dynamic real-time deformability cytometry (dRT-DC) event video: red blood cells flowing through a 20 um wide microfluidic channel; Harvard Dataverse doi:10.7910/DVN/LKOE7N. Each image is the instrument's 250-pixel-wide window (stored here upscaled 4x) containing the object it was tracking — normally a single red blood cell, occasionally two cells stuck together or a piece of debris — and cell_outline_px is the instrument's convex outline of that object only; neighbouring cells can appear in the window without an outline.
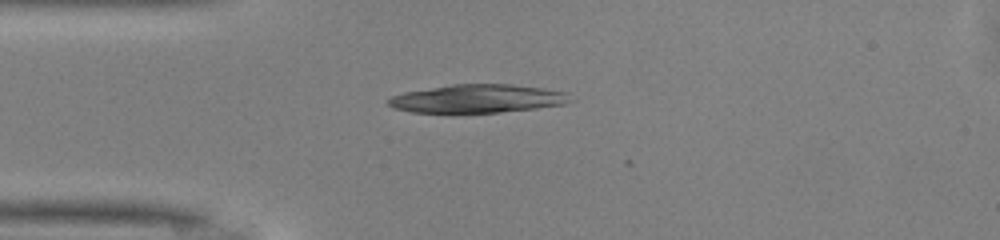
{"species": "common noctule bat (a hibernating species)", "species_latin": "Nyctalus noctula", "temperature_condition": "warm", "stored_images_in_passage": 23, "camera_frame_rate_fps": 3000, "um_per_image_px": 0.085, "animal": {"sex": "male", "body_mass_g": 13.0, "forearm_length_mm": 53.1}, "frame": {"image": 1, "passage_image": 1, "time_ms": 0.0, "image_size_px": [1000, 240], "cell_outline_px": [[568, 100], [564, 104], [536, 108], [500, 112], [412, 112], [392, 108], [388, 104], [388, 100], [392, 96], [404, 92], [452, 84], [512, 84], [544, 88], [568, 92]], "centroid_in_image_um": [40.56, 8.37], "position_along_channel_um": 44.4, "area_um2": 29.77}}